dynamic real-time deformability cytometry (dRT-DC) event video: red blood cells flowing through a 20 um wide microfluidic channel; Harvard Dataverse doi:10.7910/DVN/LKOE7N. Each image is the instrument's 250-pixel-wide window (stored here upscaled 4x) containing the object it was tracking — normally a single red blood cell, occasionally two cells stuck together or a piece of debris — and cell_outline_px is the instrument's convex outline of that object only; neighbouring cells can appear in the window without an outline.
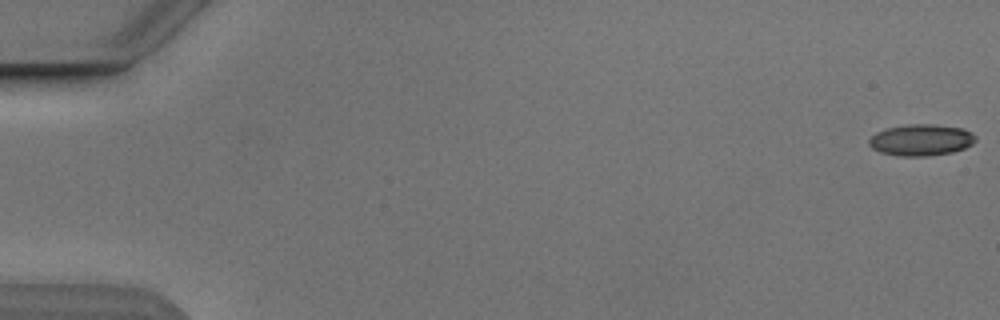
{"species": "Egyptian fruit bat (a non-hibernating species)", "species_latin": "Rousettus aegyptiacus", "temperature_condition": "cold", "stored_images_in_passage": 4, "camera_frame_rate_fps": 3000, "um_per_image_px": 0.085, "animal": {"sex": "male"}, "frame": {"image": 1, "passage_image": 1, "time_ms": 0.0, "image_size_px": [1000, 320], "cell_outline_px": [[976, 140], [972, 144], [964, 148], [952, 152], [928, 156], [900, 156], [880, 152], [872, 148], [868, 144], [868, 140], [876, 132], [884, 128], [904, 124], [932, 124], [964, 128], [972, 132], [976, 136]], "centroid_in_image_um": [78.28, 11.88], "position_along_channel_um": 6.7, "area_um2": 19.77}}